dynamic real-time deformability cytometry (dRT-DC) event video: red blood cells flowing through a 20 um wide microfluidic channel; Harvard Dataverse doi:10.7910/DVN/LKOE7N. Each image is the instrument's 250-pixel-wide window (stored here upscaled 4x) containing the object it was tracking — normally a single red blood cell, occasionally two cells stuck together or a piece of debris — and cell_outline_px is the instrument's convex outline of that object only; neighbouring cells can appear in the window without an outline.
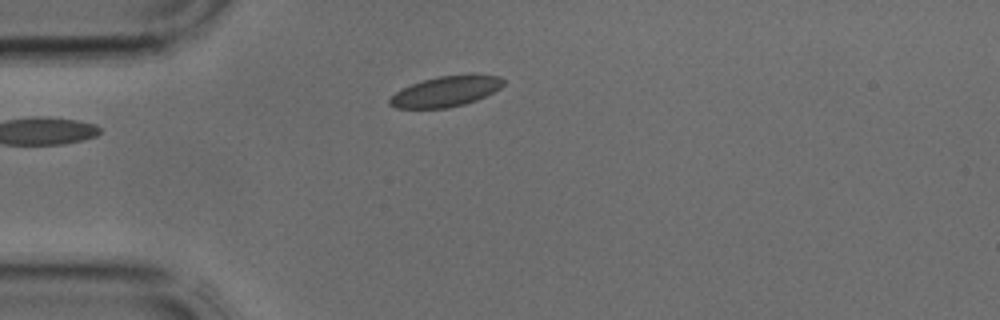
{"species": "common noctule bat (a hibernating species)", "species_latin": "Nyctalus noctula", "temperature_condition": "cold", "stored_images_in_passage": 2, "camera_frame_rate_fps": 3000, "um_per_image_px": 0.085, "animal": {"sex": "male", "body_mass_g": 17.9, "forearm_length_mm": 54.2}, "frame": {"image": 1, "passage_image": 2, "time_ms": 0.333, "image_size_px": [1000, 320], "cell_outline_px": [[504, 84], [500, 88], [476, 100], [464, 104], [448, 108], [396, 108], [388, 104], [388, 100], [396, 92], [412, 84], [424, 80], [440, 76], [500, 76], [504, 80]], "centroid_in_image_um": [37.85, 7.8], "position_along_channel_um": 47.1, "area_um2": 19.54}}